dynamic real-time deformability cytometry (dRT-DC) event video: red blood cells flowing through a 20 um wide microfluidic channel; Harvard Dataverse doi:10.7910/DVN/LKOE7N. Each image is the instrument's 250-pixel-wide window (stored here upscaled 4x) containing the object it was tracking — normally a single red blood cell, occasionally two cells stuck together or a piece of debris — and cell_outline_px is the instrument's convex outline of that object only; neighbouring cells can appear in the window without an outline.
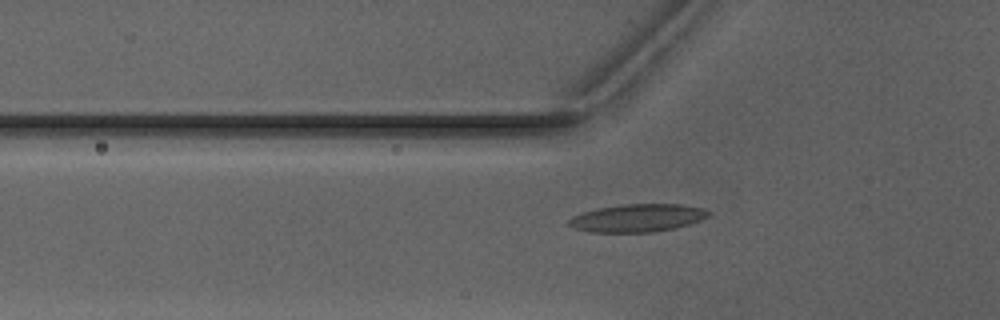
{"species": "Egyptian fruit bat (a non-hibernating species)", "species_latin": "Rousettus aegyptiacus", "temperature_condition": "warm", "stored_images_in_passage": 52, "camera_frame_rate_fps": 3000, "um_per_image_px": 0.085, "animal": {"sex": "male"}, "frame": {"image": 1, "passage_image": 19, "time_ms": 6.0, "image_size_px": [1000, 320], "cell_outline_px": [[712, 212], [708, 216], [700, 220], [676, 228], [656, 232], [592, 232], [576, 228], [568, 224], [568, 220], [572, 216], [584, 212], [600, 208], [620, 204], [684, 204], [704, 208]], "centroid_in_image_um": [54.24, 18.52], "position_along_channel_um": 71.6, "area_um2": 22.66}}
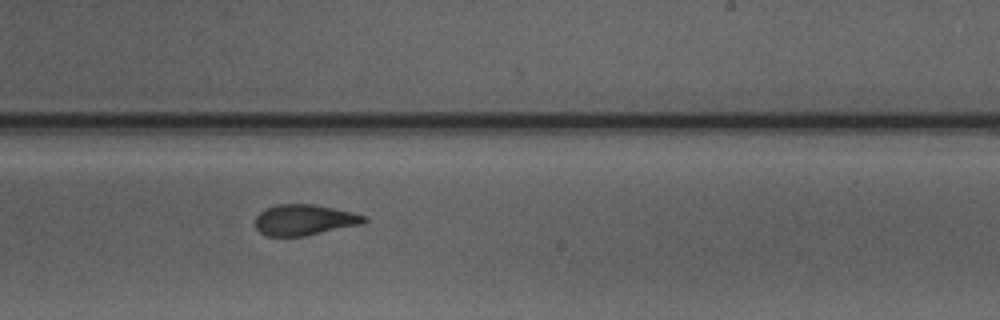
{"frame": {"image": 2, "passage_image": 33, "time_ms": 10.667, "image_size_px": [1000, 320], "cell_outline_px": [[368, 220], [364, 224], [304, 236], [268, 236], [260, 232], [256, 228], [256, 216], [260, 212], [276, 204], [312, 204], [352, 212], [368, 216]], "centroid_in_image_um": [25.91, 18.69], "position_along_channel_um": 263.1, "area_um2": 19.54}}
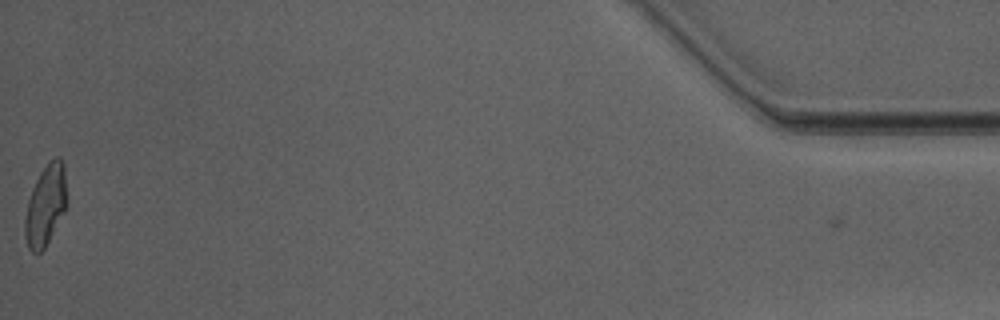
{"frame": {"image": 3, "passage_image": 52, "time_ms": 17.0, "image_size_px": [1000, 320], "cell_outline_px": [[68, 208], [44, 248], [40, 252], [32, 252], [28, 248], [24, 232], [24, 220], [28, 200], [32, 188], [40, 172], [48, 160], [56, 156], [60, 156], [64, 164], [68, 200]], "centroid_in_image_um": [3.91, 17.4], "position_along_channel_um": 431.3, "area_um2": 20.29}, "authors_computed_cell_mechanics": {"area_um2": 20.2011, "velocity_mm_per_s": 4.1126, "shape_relaxation_time_tau1_ms": 4.8933, "shape_relaxation_time_tau2_ms": 1.6537, "deformation_change_tau1": 0.2092, "deformation_change_tau2": 0.0992}}